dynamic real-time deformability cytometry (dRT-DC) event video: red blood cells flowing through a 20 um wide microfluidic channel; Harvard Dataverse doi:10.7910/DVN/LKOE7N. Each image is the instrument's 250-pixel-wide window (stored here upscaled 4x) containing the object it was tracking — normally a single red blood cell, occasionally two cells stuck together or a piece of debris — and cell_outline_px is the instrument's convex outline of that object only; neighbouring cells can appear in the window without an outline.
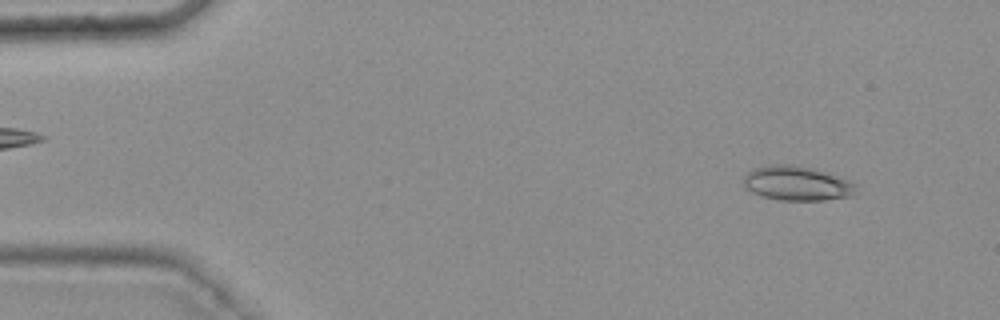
{"species": "common noctule bat (a hibernating species)", "species_latin": "Nyctalus noctula", "temperature_condition": "warm", "stored_images_in_passage": 47, "camera_frame_rate_fps": 3000, "um_per_image_px": 0.085, "animal": {"sex": "female", "body_mass_g": 25.1}, "frame": {"image": 1, "passage_image": 5, "time_ms": 1.333, "image_size_px": [1000, 320], "cell_outline_px": [[856, 196], [824, 200], [780, 200], [764, 196], [752, 192], [744, 188], [744, 176], [748, 172], [756, 168], [768, 164], [792, 164], [816, 168], [848, 180], [856, 184]], "centroid_in_image_um": [67.77, 15.58], "position_along_channel_um": 17.2, "area_um2": 22.83}}
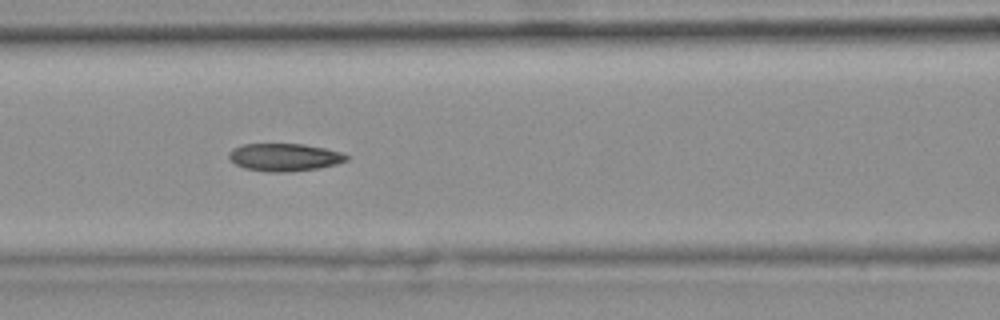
{"frame": {"image": 2, "passage_image": 23, "time_ms": 7.333, "image_size_px": [1000, 320], "cell_outline_px": [[348, 160], [336, 164], [320, 168], [284, 172], [268, 172], [244, 168], [236, 164], [228, 156], [228, 152], [232, 148], [244, 144], [304, 144], [324, 148], [340, 152], [348, 156]], "centroid_in_image_um": [24.16, 13.36], "position_along_channel_um": 142.4, "area_um2": 18.9}}
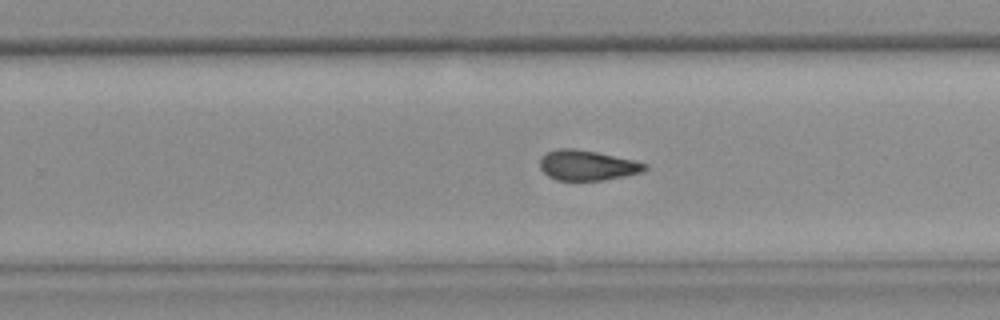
{"frame": {"image": 3, "passage_image": 34, "time_ms": 11.0, "image_size_px": [1000, 320], "cell_outline_px": [[648, 168], [644, 172], [604, 180], [556, 180], [548, 176], [540, 168], [540, 160], [548, 152], [556, 148], [572, 148], [596, 152], [632, 160], [648, 164]], "centroid_in_image_um": [49.93, 14.06], "position_along_channel_um": 279.9, "area_um2": 18.32}, "authors_computed_cell_mechanics": {"area_um2": 19.2474, "velocity_mm_per_s": 3.7596, "shape_relaxation_time_tau1_ms": 9.0229, "shape_relaxation_time_tau2_ms": 4.0048, "deformation_change_tau1": 0.2067, "deformation_change_tau2": 0.1225}}